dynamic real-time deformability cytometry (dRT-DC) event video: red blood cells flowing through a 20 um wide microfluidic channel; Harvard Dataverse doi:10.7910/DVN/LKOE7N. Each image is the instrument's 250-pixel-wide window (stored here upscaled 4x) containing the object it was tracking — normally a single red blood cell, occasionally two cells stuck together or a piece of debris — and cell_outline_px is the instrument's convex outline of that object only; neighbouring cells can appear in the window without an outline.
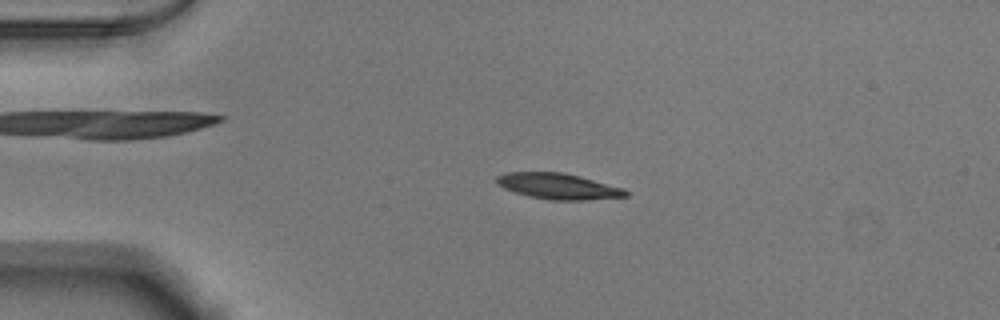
{"species": "Egyptian fruit bat (a non-hibernating species)", "species_latin": "Rousettus aegyptiacus", "temperature_condition": "warm", "stored_images_in_passage": 52, "camera_frame_rate_fps": 3000, "um_per_image_px": 0.085, "animal": {"sex": "male"}, "frame": {"image": 1, "passage_image": 12, "time_ms": 3.667, "image_size_px": [1000, 320], "cell_outline_px": [[628, 196], [584, 200], [552, 200], [528, 196], [504, 188], [496, 180], [496, 176], [504, 172], [564, 172], [580, 176], [624, 188], [628, 192]], "centroid_in_image_um": [47.47, 15.82], "position_along_channel_um": 37.5, "area_um2": 19.36}}
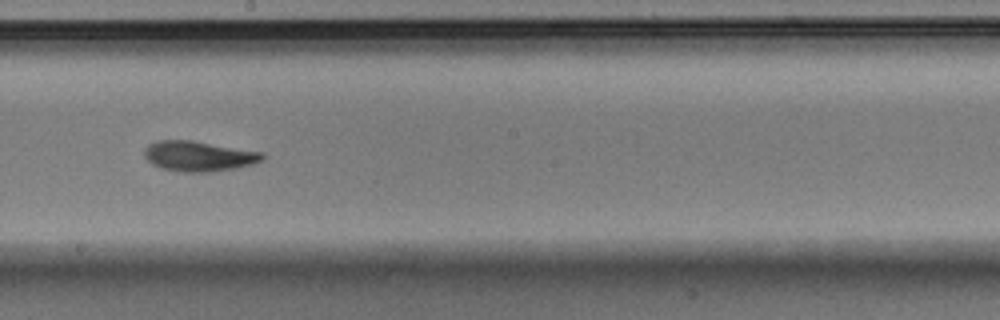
{"frame": {"image": 2, "passage_image": 30, "time_ms": 9.667, "image_size_px": [1000, 320], "cell_outline_px": [[264, 156], [260, 160], [252, 164], [236, 168], [212, 172], [180, 172], [160, 168], [152, 164], [144, 156], [144, 148], [148, 144], [156, 140], [192, 140], [264, 152]], "centroid_in_image_um": [16.85, 13.27], "position_along_channel_um": 231.3, "area_um2": 20.98}}
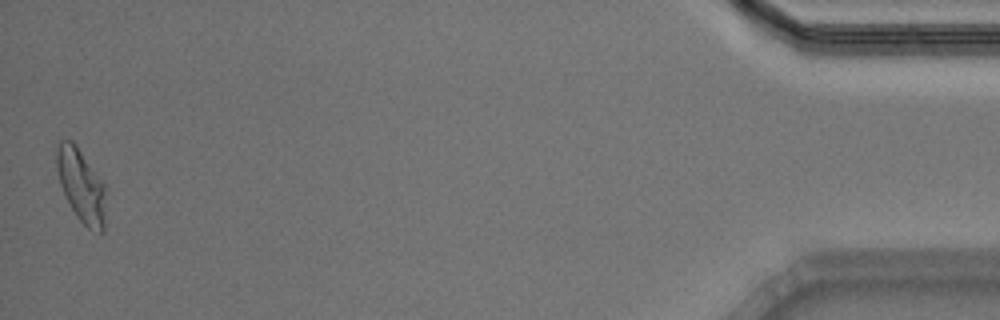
{"frame": {"image": 3, "passage_image": 52, "time_ms": 17.0, "image_size_px": [1000, 320], "cell_outline_px": [[104, 232], [92, 232], [76, 216], [60, 184], [56, 168], [56, 148], [60, 140], [72, 140], [76, 144], [104, 184]], "centroid_in_image_um": [6.88, 15.76], "position_along_channel_um": 428.3, "area_um2": 20.63}, "authors_computed_cell_mechanics": {"area_um2": 19.7098, "velocity_mm_per_s": 3.875, "shape_relaxation_time_tau1_ms": 3.5413, "shape_relaxation_time_tau2_ms": 2.892, "deformation_change_tau1": 0.1603, "deformation_change_tau2": 0.0972}}